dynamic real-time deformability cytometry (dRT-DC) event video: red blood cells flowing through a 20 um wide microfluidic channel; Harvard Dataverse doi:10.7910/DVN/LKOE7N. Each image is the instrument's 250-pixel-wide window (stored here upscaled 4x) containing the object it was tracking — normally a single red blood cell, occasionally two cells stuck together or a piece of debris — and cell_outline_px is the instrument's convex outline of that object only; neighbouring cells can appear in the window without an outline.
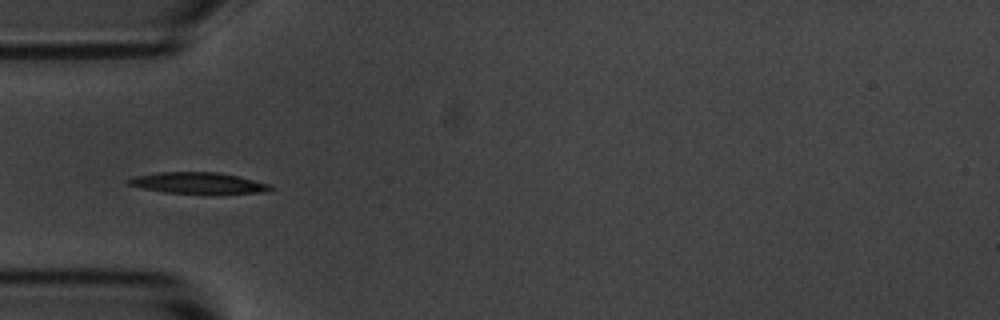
{"species": "common noctule bat (a hibernating species)", "species_latin": "Nyctalus noctula", "temperature_condition": "room temperature", "stored_images_in_passage": 13, "camera_frame_rate_fps": 3000, "um_per_image_px": 0.085, "animal": {"sex": "male", "body_mass_g": 20.1, "forearm_length_mm": 53.5}, "frame": {"image": 1, "passage_image": 3, "time_ms": 3.333, "image_size_px": [1000, 320], "cell_outline_px": [[276, 188], [264, 192], [164, 192], [144, 188], [128, 184], [124, 180], [132, 176], [160, 172], [216, 172], [240, 176], [272, 184]], "centroid_in_image_um": [16.84, 15.52], "position_along_channel_um": 68.2, "area_um2": 17.17}}
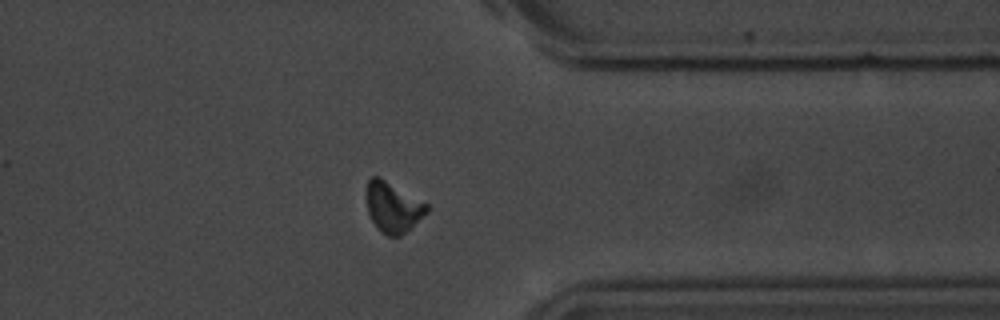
{"frame": {"image": 2, "passage_image": 11, "time_ms": 12.0, "image_size_px": [1000, 320], "cell_outline_px": [[428, 212], [400, 236], [388, 236], [380, 232], [372, 220], [368, 212], [364, 192], [368, 180], [372, 176], [380, 176], [428, 204]], "centroid_in_image_um": [33.36, 17.58], "position_along_channel_um": 378.0, "area_um2": 17.86}}
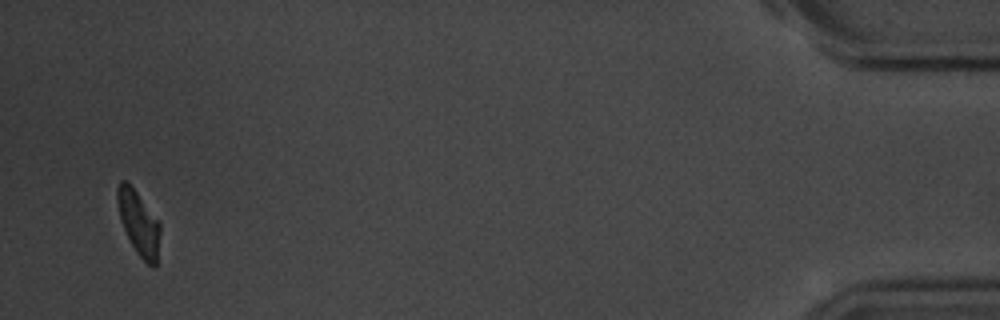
{"frame": {"image": 3, "passage_image": 13, "time_ms": 15.333, "image_size_px": [1000, 320], "cell_outline_px": [[160, 232], [156, 264], [152, 268], [136, 252], [120, 220], [116, 196], [116, 188], [120, 180], [124, 180], [136, 192], [160, 220]], "centroid_in_image_um": [11.79, 18.94], "position_along_channel_um": 423.4, "area_um2": 15.84}, "authors_computed_cell_mechanics": {"area_um2": 17.1666, "velocity_mm_per_s": 3.6508, "shape_relaxation_time_tau1_ms": 2.1782, "shape_relaxation_time_tau2_ms": 4.7821, "deformation_change_tau1": 0.1269, "deformation_change_tau2": 0.1186}}